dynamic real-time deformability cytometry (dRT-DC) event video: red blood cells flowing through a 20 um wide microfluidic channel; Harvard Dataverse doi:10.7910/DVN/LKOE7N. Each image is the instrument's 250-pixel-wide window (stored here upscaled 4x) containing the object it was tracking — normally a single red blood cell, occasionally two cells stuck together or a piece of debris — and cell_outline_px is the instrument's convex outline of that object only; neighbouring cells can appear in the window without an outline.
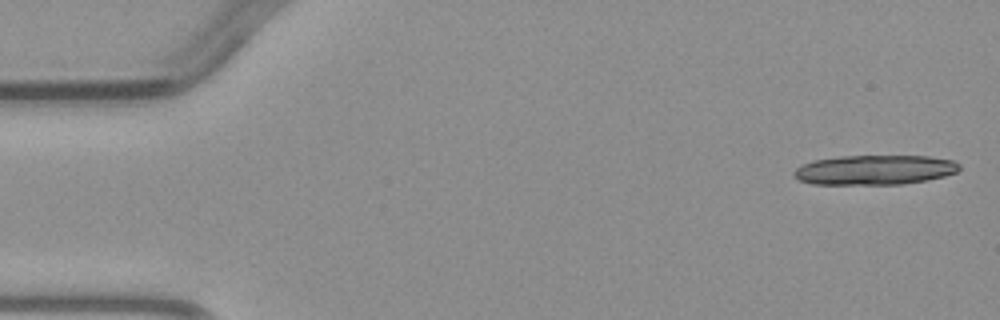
{"species": "common noctule bat (a hibernating species)", "species_latin": "Nyctalus noctula", "temperature_condition": "warm", "stored_images_in_passage": 4, "camera_frame_rate_fps": 3000, "um_per_image_px": 0.085, "animal": {"sex": "male", "body_mass_g": 23.1, "forearm_length_mm": 52.7}, "frame": {"image": 1, "passage_image": 1, "time_ms": 0.0, "image_size_px": [1000, 320], "cell_outline_px": [[960, 168], [956, 172], [944, 176], [928, 180], [904, 184], [812, 184], [800, 180], [792, 172], [796, 168], [812, 160], [840, 156], [928, 156], [952, 160], [960, 164]], "centroid_in_image_um": [74.36, 14.44], "position_along_channel_um": 10.6, "area_um2": 28.61}}
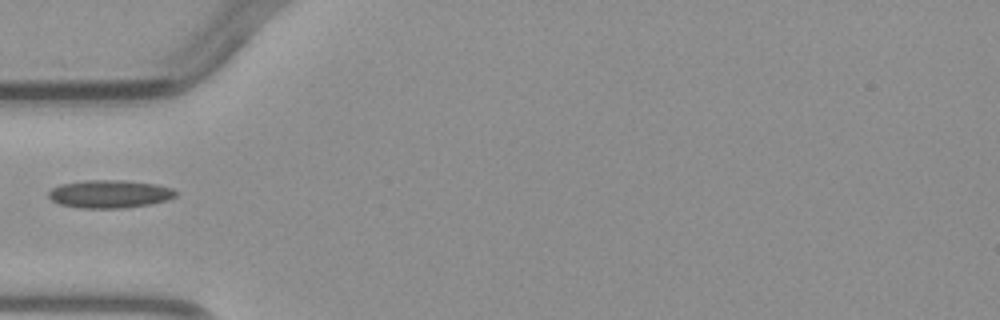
{"frame": {"image": 2, "passage_image": 4, "time_ms": 4.667, "image_size_px": [1000, 320], "cell_outline_px": [[176, 196], [168, 200], [148, 204], [120, 208], [80, 208], [60, 204], [52, 200], [48, 196], [48, 192], [52, 188], [60, 184], [84, 180], [124, 180], [156, 184], [172, 188], [176, 192]], "centroid_in_image_um": [9.3, 16.48], "position_along_channel_um": 75.7, "area_um2": 20.69}}